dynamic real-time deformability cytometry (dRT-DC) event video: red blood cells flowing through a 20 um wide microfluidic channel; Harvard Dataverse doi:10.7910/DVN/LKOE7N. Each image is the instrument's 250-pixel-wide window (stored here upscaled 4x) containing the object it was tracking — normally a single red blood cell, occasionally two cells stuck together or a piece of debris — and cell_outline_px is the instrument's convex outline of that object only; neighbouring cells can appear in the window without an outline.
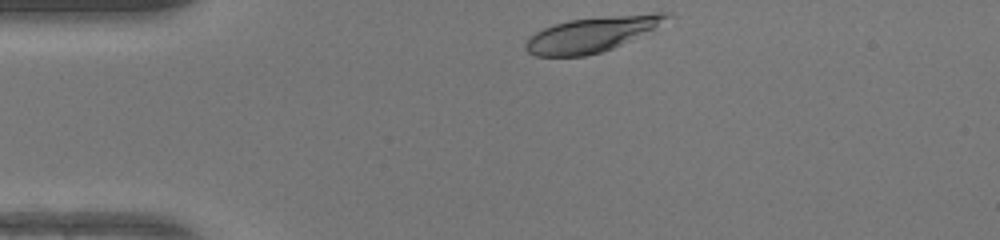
{"species": "human", "species_latin": "Homo sapiens", "temperature_condition": "warm", "stored_images_in_passage": 30, "camera_frame_rate_fps": 3000, "um_per_image_px": 0.085, "donor": {"sex": "female"}, "frame": {"image": 1, "passage_image": 1, "time_ms": 0.0, "image_size_px": [1000, 240], "cell_outline_px": [[676, 16], [612, 48], [600, 52], [584, 56], [536, 56], [528, 52], [524, 48], [524, 44], [536, 32], [544, 28], [568, 20], [656, 12], [672, 12]], "centroid_in_image_um": [50.31, 2.9], "position_along_channel_um": 34.7, "area_um2": 28.21}}
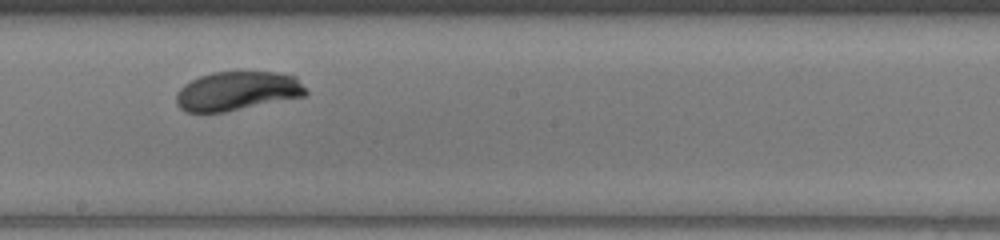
{"frame": {"image": 2, "passage_image": 18, "time_ms": 5.667, "image_size_px": [1000, 240], "cell_outline_px": [[308, 92], [304, 96], [224, 112], [184, 112], [176, 104], [176, 92], [184, 84], [200, 76], [212, 72], [280, 72], [296, 76]], "centroid_in_image_um": [20.15, 7.73], "position_along_channel_um": 228.0, "area_um2": 29.48}}
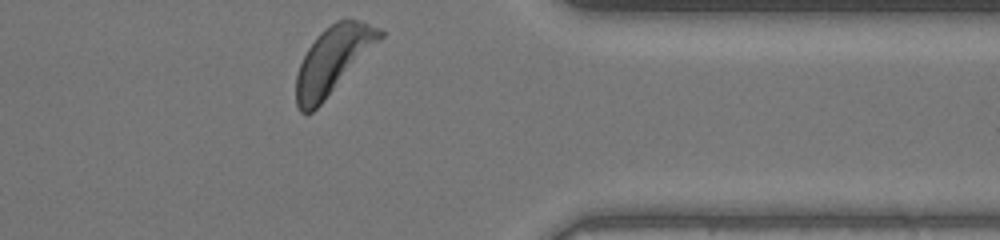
{"frame": {"image": 3, "passage_image": 30, "time_ms": 9.667, "image_size_px": [1000, 240], "cell_outline_px": [[384, 36], [324, 100], [312, 112], [300, 112], [296, 104], [296, 76], [300, 64], [308, 48], [316, 36], [324, 28], [336, 20], [356, 20], [380, 28], [384, 32]], "centroid_in_image_um": [28.28, 5.09], "position_along_channel_um": 383.1, "area_um2": 31.96}, "authors_computed_cell_mechanics": {"area_um2": 30.3161, "velocity_mm_per_s": 4.2052, "shape_relaxation_time_tau1_ms": 1.0784, "shape_relaxation_time_tau2_ms": null, "deformation_change_tau1": 0.112, "deformation_change_tau2": null}}